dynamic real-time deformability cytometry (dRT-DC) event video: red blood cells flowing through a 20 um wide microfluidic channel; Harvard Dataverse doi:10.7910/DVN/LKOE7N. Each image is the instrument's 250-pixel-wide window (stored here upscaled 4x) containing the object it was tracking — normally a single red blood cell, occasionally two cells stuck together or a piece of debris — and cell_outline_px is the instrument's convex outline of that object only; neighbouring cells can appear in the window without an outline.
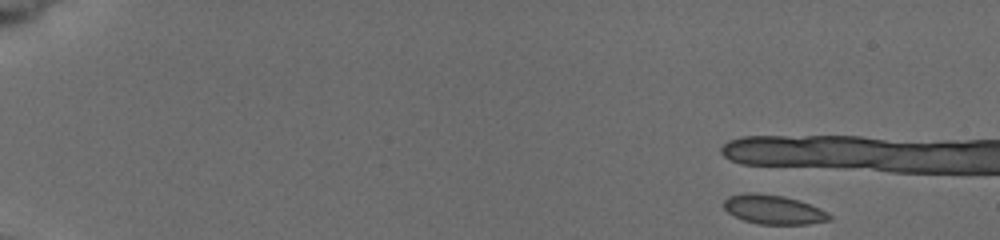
{"species": "common noctule bat (a hibernating species)", "species_latin": "Nyctalus noctula", "temperature_condition": "cold", "stored_images_in_passage": 3, "camera_frame_rate_fps": 3000, "um_per_image_px": 0.085, "animal": {"sex": "female", "body_mass_g": 19.5, "forearm_length_mm": 54.1}, "frame": {"image": 1, "passage_image": 1, "time_ms": 0.0, "image_size_px": [1000, 240], "cell_outline_px": [[832, 220], [808, 224], [760, 224], [744, 220], [728, 212], [724, 208], [724, 200], [728, 196], [748, 192], [756, 192], [784, 196], [820, 208], [828, 212], [832, 216]], "centroid_in_image_um": [65.76, 17.81], "position_along_channel_um": 19.2, "area_um2": 17.92}}